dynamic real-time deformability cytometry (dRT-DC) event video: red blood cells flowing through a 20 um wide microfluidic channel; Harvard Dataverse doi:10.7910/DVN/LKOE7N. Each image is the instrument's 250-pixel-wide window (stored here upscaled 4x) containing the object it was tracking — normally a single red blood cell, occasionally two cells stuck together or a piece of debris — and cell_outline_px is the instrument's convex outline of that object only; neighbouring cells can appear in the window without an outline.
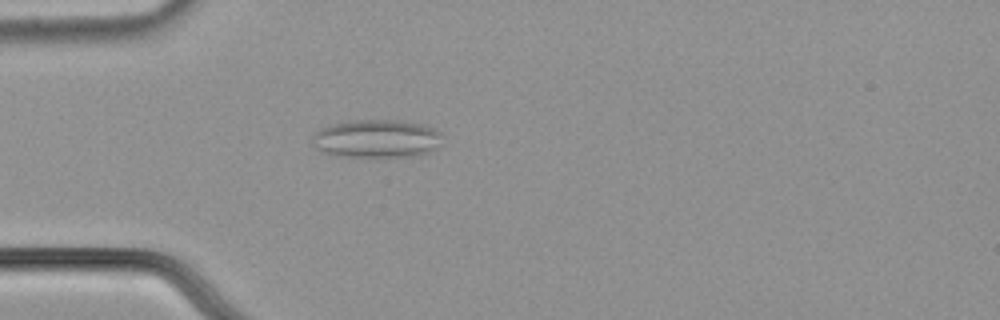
{"species": "common noctule bat (a hibernating species)", "species_latin": "Nyctalus noctula", "temperature_condition": "cold", "stored_images_in_passage": 55, "camera_frame_rate_fps": 3000, "um_per_image_px": 0.085, "animal": {"sex": "male", "body_mass_g": 21.5, "forearm_length_mm": 52.0}, "frame": {"image": 1, "passage_image": 16, "time_ms": 5.0, "image_size_px": [1000, 320], "cell_outline_px": [[444, 136], [440, 144], [432, 152], [412, 156], [336, 156], [320, 152], [312, 144], [312, 136], [320, 128], [332, 124], [348, 120], [404, 120], [424, 124], [440, 132]], "centroid_in_image_um": [32.02, 11.78], "position_along_channel_um": 53.0, "area_um2": 29.36}}
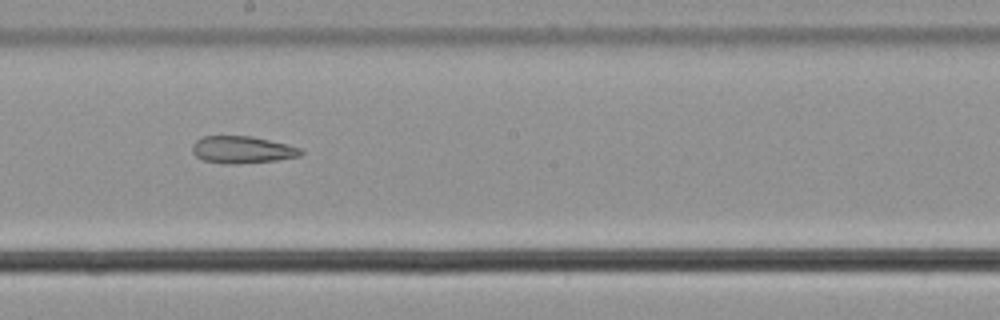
{"frame": {"image": 2, "passage_image": 31, "time_ms": 10.0, "image_size_px": [1000, 320], "cell_outline_px": [[304, 152], [300, 156], [276, 160], [236, 164], [224, 164], [204, 160], [196, 156], [192, 152], [192, 144], [196, 140], [204, 136], [252, 136], [288, 144], [300, 148]], "centroid_in_image_um": [20.59, 12.72], "position_along_channel_um": 227.6, "area_um2": 17.22}}
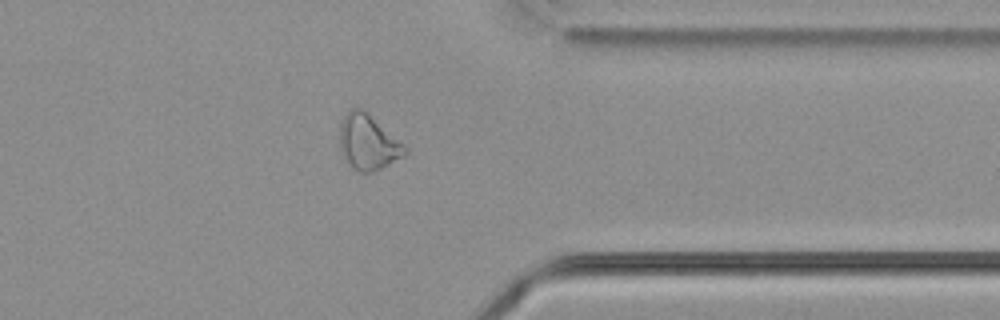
{"frame": {"image": 3, "passage_image": 44, "time_ms": 14.333, "image_size_px": [1000, 320], "cell_outline_px": [[408, 152], [404, 156], [372, 172], [360, 172], [352, 168], [344, 160], [340, 148], [340, 124], [348, 108], [360, 108], [404, 144], [408, 148]], "centroid_in_image_um": [31.26, 12.11], "position_along_channel_um": 380.1, "area_um2": 20.69}}